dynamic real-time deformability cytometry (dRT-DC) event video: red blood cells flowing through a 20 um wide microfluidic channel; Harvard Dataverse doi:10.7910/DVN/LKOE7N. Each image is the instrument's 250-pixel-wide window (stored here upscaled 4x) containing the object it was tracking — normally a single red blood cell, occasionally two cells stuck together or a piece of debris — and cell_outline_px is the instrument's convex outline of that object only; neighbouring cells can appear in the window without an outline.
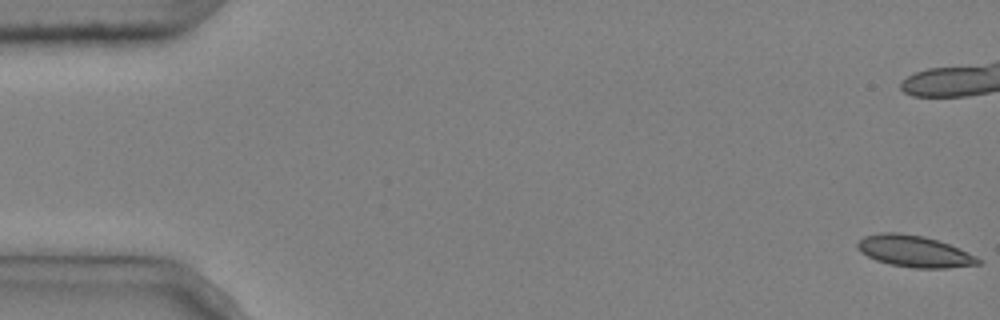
{"species": "common noctule bat (a hibernating species)", "species_latin": "Nyctalus noctula", "temperature_condition": "cold", "stored_images_in_passage": 8, "camera_frame_rate_fps": 3000, "um_per_image_px": 0.085, "animal": {"sex": "male", "body_mass_g": 20.4}, "frame": {"image": 1, "passage_image": 1, "time_ms": 0.0, "image_size_px": [1000, 320], "cell_outline_px": [[984, 260], [980, 264], [948, 268], [912, 268], [892, 264], [876, 260], [860, 252], [856, 248], [856, 244], [864, 236], [880, 232], [900, 232], [924, 236], [960, 248]], "centroid_in_image_um": [77.73, 21.35], "position_along_channel_um": 7.3, "area_um2": 22.31}}